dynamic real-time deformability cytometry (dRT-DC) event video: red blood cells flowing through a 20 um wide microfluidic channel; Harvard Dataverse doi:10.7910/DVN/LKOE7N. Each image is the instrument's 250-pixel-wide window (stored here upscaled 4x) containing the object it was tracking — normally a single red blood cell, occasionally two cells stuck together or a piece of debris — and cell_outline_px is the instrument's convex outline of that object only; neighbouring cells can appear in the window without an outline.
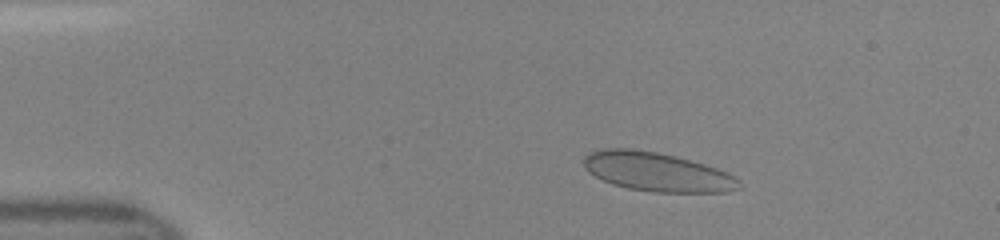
{"species": "human", "species_latin": "Homo sapiens", "temperature_condition": "room temperature", "stored_images_in_passage": 39, "camera_frame_rate_fps": 3000, "um_per_image_px": 0.085, "donor": {"sex": "female"}, "frame": {"image": 1, "passage_image": 8, "time_ms": 2.333, "image_size_px": [1000, 240], "cell_outline_px": [[740, 188], [728, 192], [652, 192], [628, 188], [612, 184], [588, 172], [584, 168], [584, 156], [588, 152], [604, 148], [632, 148], [656, 152], [676, 156], [704, 164], [728, 172], [740, 180]], "centroid_in_image_um": [55.84, 14.6], "position_along_channel_um": 29.2, "area_um2": 35.37}}
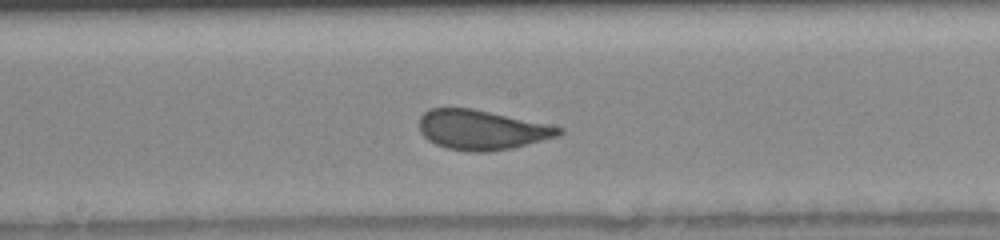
{"frame": {"image": 2, "passage_image": 25, "time_ms": 8.0, "image_size_px": [1000, 240], "cell_outline_px": [[564, 132], [556, 136], [512, 148], [488, 152], [468, 152], [448, 148], [436, 144], [428, 140], [420, 132], [420, 116], [428, 108], [472, 108], [564, 128]], "centroid_in_image_um": [40.9, 11.04], "position_along_channel_um": 207.3, "area_um2": 32.02}}
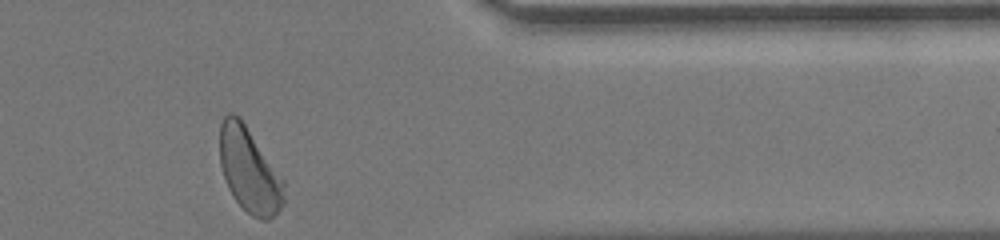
{"frame": {"image": 3, "passage_image": 39, "time_ms": 12.667, "image_size_px": [1000, 240], "cell_outline_px": [[284, 204], [268, 220], [260, 220], [252, 216], [232, 196], [228, 188], [220, 164], [220, 124], [224, 116], [228, 112], [232, 112], [240, 116], [284, 180]], "centroid_in_image_um": [21.18, 14.44], "position_along_channel_um": 390.2, "area_um2": 31.67}}